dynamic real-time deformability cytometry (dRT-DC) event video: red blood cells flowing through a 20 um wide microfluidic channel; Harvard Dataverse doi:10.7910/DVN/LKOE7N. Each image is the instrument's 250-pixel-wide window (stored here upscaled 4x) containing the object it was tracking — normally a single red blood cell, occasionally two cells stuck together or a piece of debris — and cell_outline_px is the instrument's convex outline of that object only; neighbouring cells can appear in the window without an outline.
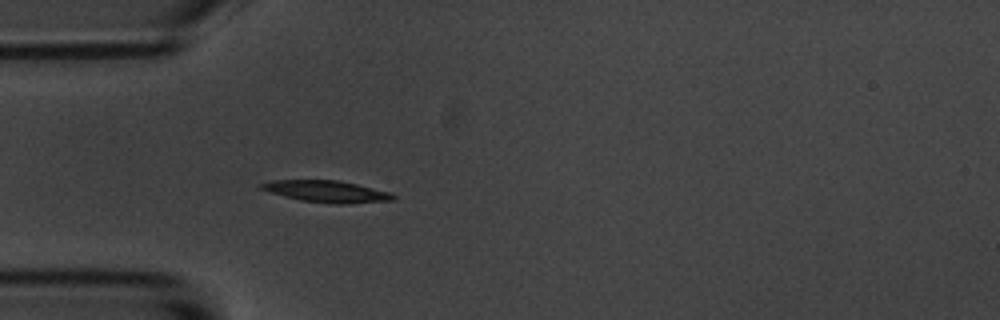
{"species": "common noctule bat (a hibernating species)", "species_latin": "Nyctalus noctula", "temperature_condition": "room temperature", "stored_images_in_passage": 4, "camera_frame_rate_fps": 3000, "um_per_image_px": 0.085, "animal": {"sex": "male", "body_mass_g": 20.1, "forearm_length_mm": 53.5}, "frame": {"image": 1, "passage_image": 4, "time_ms": 3.333, "image_size_px": [1000, 320], "cell_outline_px": [[396, 200], [348, 204], [332, 204], [300, 200], [284, 196], [260, 188], [260, 184], [272, 180], [336, 180], [356, 184], [392, 192], [396, 196]], "centroid_in_image_um": [27.84, 16.28], "position_along_channel_um": 57.2, "area_um2": 16.7}}